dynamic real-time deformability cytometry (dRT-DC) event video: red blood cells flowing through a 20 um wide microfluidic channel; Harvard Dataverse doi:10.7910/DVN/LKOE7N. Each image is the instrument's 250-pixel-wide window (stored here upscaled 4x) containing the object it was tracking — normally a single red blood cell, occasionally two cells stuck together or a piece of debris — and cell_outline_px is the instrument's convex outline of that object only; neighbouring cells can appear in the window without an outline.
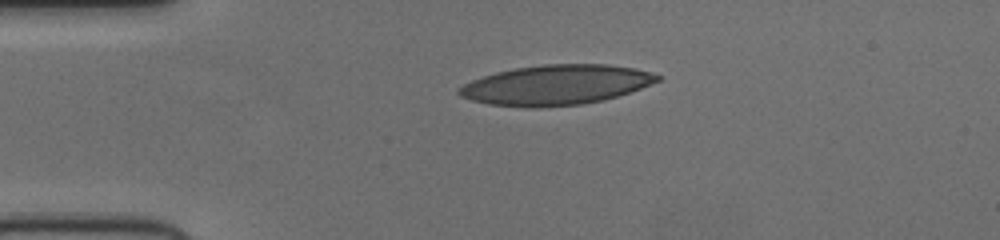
{"species": "human", "species_latin": "Homo sapiens", "temperature_condition": "cold", "stored_images_in_passage": 41, "camera_frame_rate_fps": 3000, "um_per_image_px": 0.085, "donor": {"sex": "female"}, "frame": {"image": 1, "passage_image": 1, "time_ms": 0.0, "image_size_px": [1000, 240], "cell_outline_px": [[660, 80], [640, 88], [604, 100], [580, 104], [536, 108], [528, 108], [488, 104], [472, 100], [460, 96], [456, 92], [464, 84], [472, 80], [496, 72], [516, 68], [544, 64], [608, 64], [636, 68], [660, 76]], "centroid_in_image_um": [47.23, 7.22], "position_along_channel_um": 37.8, "area_um2": 45.95}}
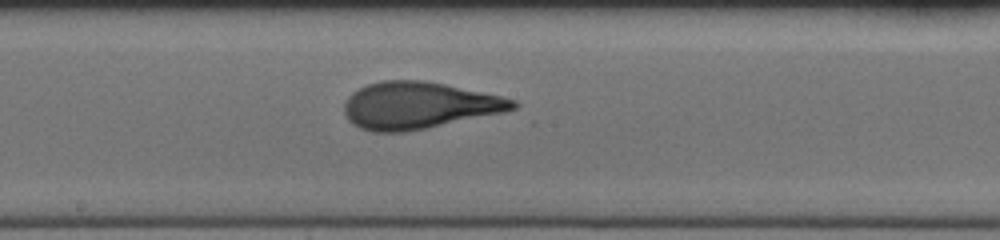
{"frame": {"image": 2, "passage_image": 17, "time_ms": 5.333, "image_size_px": [1000, 240], "cell_outline_px": [[520, 104], [516, 108], [504, 112], [404, 132], [372, 132], [360, 128], [352, 124], [348, 120], [344, 112], [344, 100], [352, 92], [368, 84], [380, 80], [424, 80], [444, 84], [500, 96], [516, 100]], "centroid_in_image_um": [35.54, 8.96], "position_along_channel_um": 212.7, "area_um2": 45.89}}
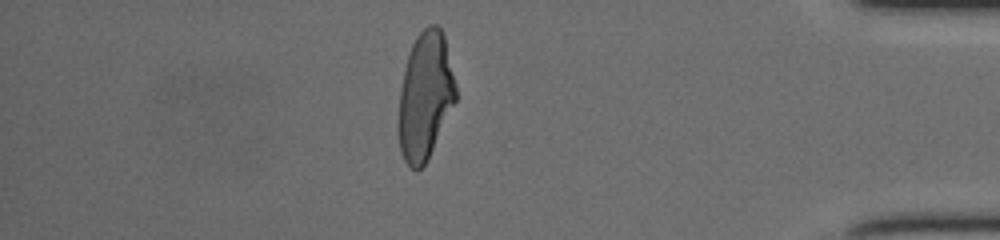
{"frame": {"image": 3, "passage_image": 34, "time_ms": 11.0, "image_size_px": [1000, 240], "cell_outline_px": [[456, 100], [428, 160], [420, 168], [412, 168], [404, 160], [400, 152], [396, 132], [396, 128], [400, 88], [404, 68], [412, 44], [416, 36], [424, 28], [432, 24], [436, 24], [444, 32], [456, 88]], "centroid_in_image_um": [36.11, 8.18], "position_along_channel_um": 399.1, "area_um2": 42.95}}